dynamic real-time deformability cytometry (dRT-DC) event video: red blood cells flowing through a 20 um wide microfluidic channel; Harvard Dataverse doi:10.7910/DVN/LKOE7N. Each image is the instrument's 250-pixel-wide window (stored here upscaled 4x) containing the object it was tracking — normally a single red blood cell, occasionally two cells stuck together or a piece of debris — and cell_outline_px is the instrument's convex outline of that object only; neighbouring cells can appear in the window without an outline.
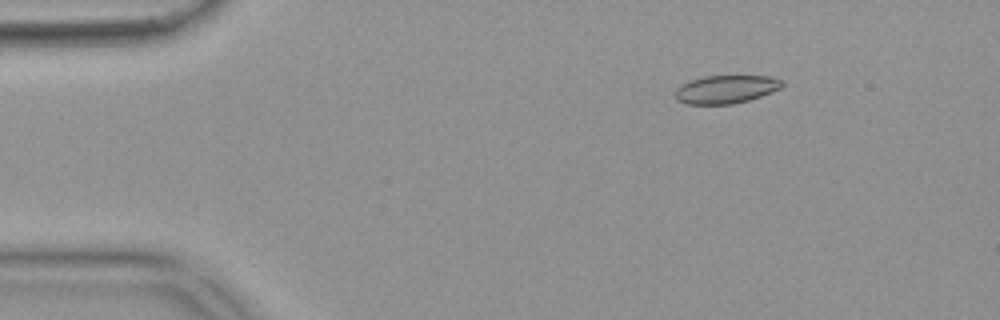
{"species": "common noctule bat (a hibernating species)", "species_latin": "Nyctalus noctula", "temperature_condition": "warm", "stored_images_in_passage": 53, "camera_frame_rate_fps": 3000, "um_per_image_px": 0.085, "animal": {"sex": "female", "body_mass_g": 18.4}, "frame": {"image": 1, "passage_image": 8, "time_ms": 2.333, "image_size_px": [1000, 320], "cell_outline_px": [[784, 84], [780, 88], [772, 92], [748, 100], [732, 104], [684, 104], [676, 100], [676, 88], [692, 80], [704, 76], [768, 76], [784, 80]], "centroid_in_image_um": [61.72, 7.59], "position_along_channel_um": 23.3, "area_um2": 17.46}}
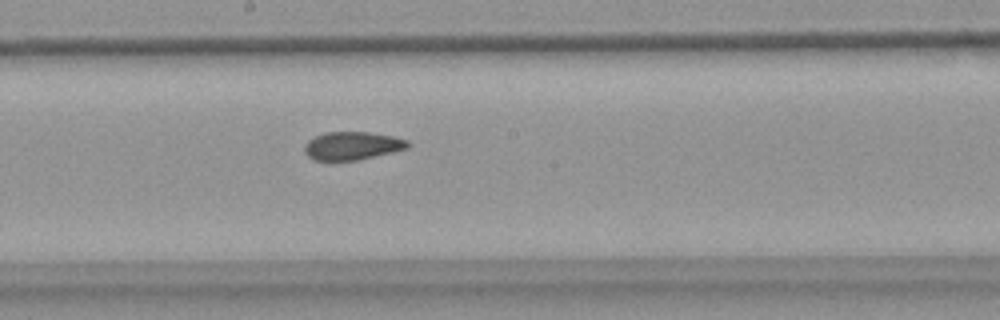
{"frame": {"image": 2, "passage_image": 29, "time_ms": 9.333, "image_size_px": [1000, 320], "cell_outline_px": [[412, 144], [408, 148], [392, 152], [356, 160], [312, 160], [304, 152], [304, 144], [308, 140], [324, 132], [368, 132], [392, 136], [408, 140]], "centroid_in_image_um": [29.93, 12.38], "position_along_channel_um": 218.3, "area_um2": 16.94}}
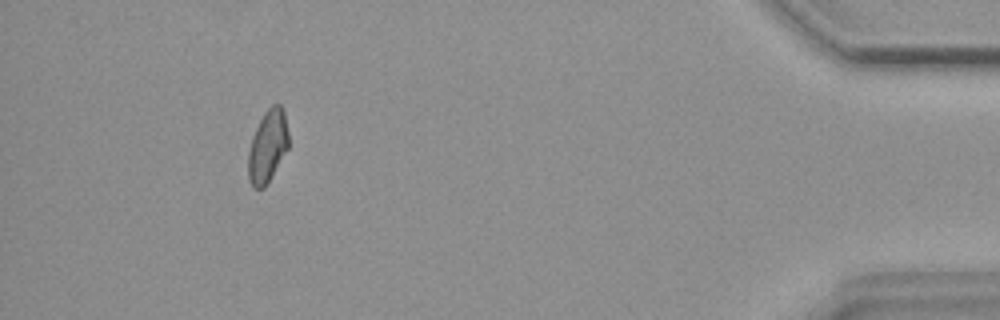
{"frame": {"image": 3, "passage_image": 49, "time_ms": 16.0, "image_size_px": [1000, 320], "cell_outline_px": [[288, 148], [264, 188], [252, 188], [248, 180], [248, 152], [252, 136], [264, 112], [272, 104], [280, 104], [284, 108], [288, 132]], "centroid_in_image_um": [22.74, 12.42], "position_along_channel_um": 412.5, "area_um2": 17.05}, "authors_computed_cell_mechanics": {"area_um2": 17.5712, "velocity_mm_per_s": 3.8477, "shape_relaxation_time_tau1_ms": null, "shape_relaxation_time_tau2_ms": 2.6848, "deformation_change_tau1": null, "deformation_change_tau2": 0.0846}}